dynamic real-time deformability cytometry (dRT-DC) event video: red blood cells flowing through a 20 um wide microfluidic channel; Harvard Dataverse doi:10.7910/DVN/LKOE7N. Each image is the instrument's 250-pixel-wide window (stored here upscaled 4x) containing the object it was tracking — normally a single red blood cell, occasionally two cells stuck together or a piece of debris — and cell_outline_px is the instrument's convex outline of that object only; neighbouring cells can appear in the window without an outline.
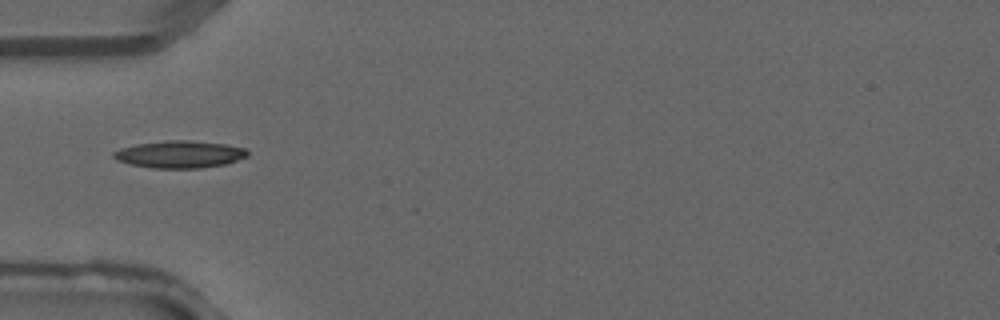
{"species": "common noctule bat (a hibernating species)", "species_latin": "Nyctalus noctula", "temperature_condition": "warm", "stored_images_in_passage": 1, "camera_frame_rate_fps": 3000, "um_per_image_px": 0.085, "animal": {"sex": "male", "forearm_length_mm": 52.5}, "frame": {"image": 1, "passage_image": 1, "time_ms": 0.0, "image_size_px": [1000, 320], "cell_outline_px": [[248, 156], [228, 164], [200, 168], [152, 168], [128, 164], [116, 160], [112, 156], [112, 152], [120, 148], [136, 144], [164, 140], [188, 140], [224, 144], [244, 148], [248, 152]], "centroid_in_image_um": [15.24, 13.12], "position_along_channel_um": 69.8, "area_um2": 21.44}}